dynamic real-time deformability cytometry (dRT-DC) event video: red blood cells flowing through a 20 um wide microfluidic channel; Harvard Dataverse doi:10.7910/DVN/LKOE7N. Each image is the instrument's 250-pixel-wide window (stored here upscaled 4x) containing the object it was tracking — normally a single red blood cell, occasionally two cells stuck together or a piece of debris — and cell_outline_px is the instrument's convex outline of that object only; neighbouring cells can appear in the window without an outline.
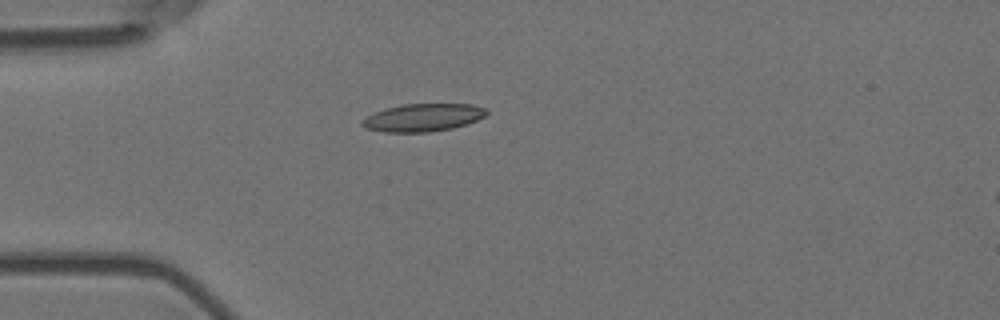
{"species": "Egyptian fruit bat (a non-hibernating species)", "species_latin": "Rousettus aegyptiacus", "temperature_condition": "room temperature", "stored_images_in_passage": 2, "camera_frame_rate_fps": 3000, "um_per_image_px": 0.085, "animal": {"sex": "female"}, "frame": {"image": 1, "passage_image": 1, "time_ms": 0.0, "image_size_px": [1000, 320], "cell_outline_px": [[488, 112], [484, 116], [476, 120], [452, 128], [428, 132], [384, 132], [364, 128], [360, 124], [360, 120], [384, 108], [404, 104], [472, 104], [488, 108]], "centroid_in_image_um": [35.93, 9.99], "position_along_channel_um": 49.1, "area_um2": 20.11}}